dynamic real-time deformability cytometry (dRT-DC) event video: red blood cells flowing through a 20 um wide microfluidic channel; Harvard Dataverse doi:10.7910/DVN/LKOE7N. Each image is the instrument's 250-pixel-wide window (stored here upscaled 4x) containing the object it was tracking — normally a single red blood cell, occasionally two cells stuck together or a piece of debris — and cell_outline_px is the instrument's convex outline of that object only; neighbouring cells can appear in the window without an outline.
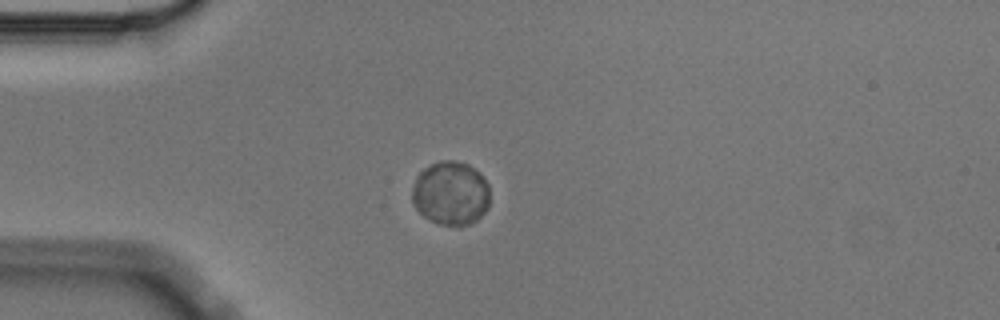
{"species": "Egyptian fruit bat (a non-hibernating species)", "species_latin": "Rousettus aegyptiacus", "temperature_condition": "cold", "stored_images_in_passage": 6, "camera_frame_rate_fps": 3000, "um_per_image_px": 0.085, "animal": {"sex": "male"}, "frame": {"image": 1, "passage_image": 1, "time_ms": 0.0, "image_size_px": [1000, 320], "cell_outline_px": [[488, 208], [472, 224], [440, 224], [428, 220], [412, 204], [412, 188], [416, 176], [424, 168], [440, 160], [452, 160], [468, 164], [480, 172], [488, 184]], "centroid_in_image_um": [38.29, 16.41], "position_along_channel_um": 46.7, "area_um2": 28.9}}
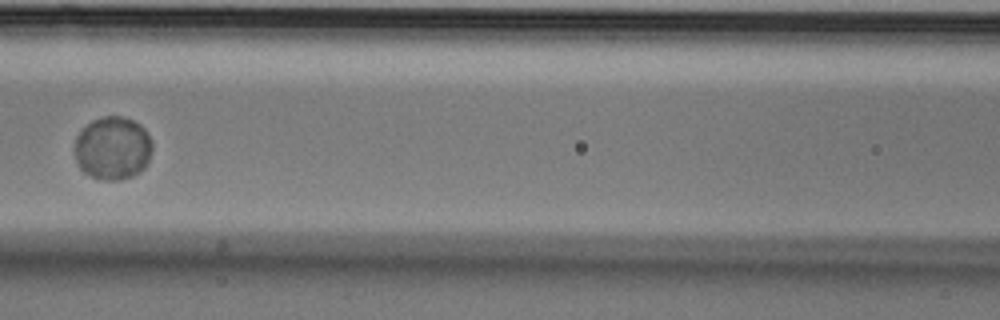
{"frame": {"image": 2, "passage_image": 4, "time_ms": 1.0, "image_size_px": [1000, 320], "cell_outline_px": [[152, 148], [148, 164], [144, 168], [132, 176], [120, 180], [108, 180], [92, 176], [84, 172], [80, 168], [76, 160], [72, 148], [76, 136], [92, 120], [104, 116], [120, 116], [132, 120], [140, 124], [144, 128], [152, 140]], "centroid_in_image_um": [9.57, 12.59], "position_along_channel_um": 157.0, "area_um2": 28.78}}
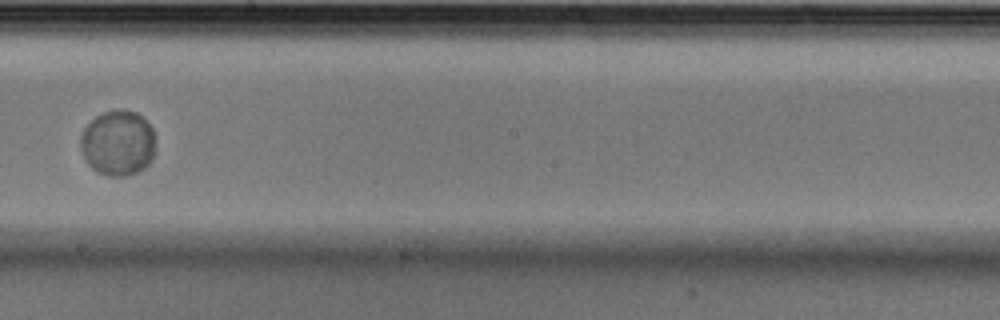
{"frame": {"image": 3, "passage_image": 6, "time_ms": 1.667, "image_size_px": [1000, 320], "cell_outline_px": [[156, 152], [152, 160], [144, 168], [128, 176], [108, 176], [96, 172], [88, 164], [80, 148], [80, 140], [84, 128], [96, 116], [104, 112], [136, 112], [152, 128], [156, 136]], "centroid_in_image_um": [10.05, 12.21], "position_along_channel_um": 238.1, "area_um2": 28.5}}